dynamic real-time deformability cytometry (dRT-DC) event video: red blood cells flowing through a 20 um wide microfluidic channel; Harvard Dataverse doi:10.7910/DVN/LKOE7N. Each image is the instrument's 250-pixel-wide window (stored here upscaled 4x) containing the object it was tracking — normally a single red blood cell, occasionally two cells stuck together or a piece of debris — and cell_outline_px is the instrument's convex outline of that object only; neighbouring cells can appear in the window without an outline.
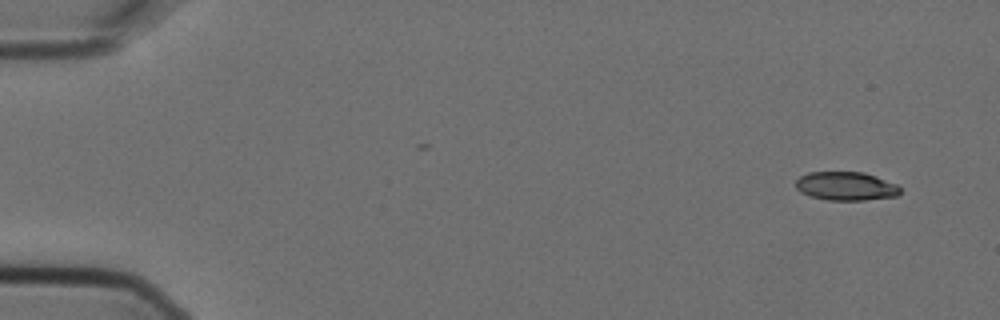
{"species": "Egyptian fruit bat (a non-hibernating species)", "species_latin": "Rousettus aegyptiacus", "temperature_condition": "cold", "stored_images_in_passage": 6, "camera_frame_rate_fps": 3000, "um_per_image_px": 0.085, "animal": {"sex": "female"}, "frame": {"image": 1, "passage_image": 1, "time_ms": 0.0, "image_size_px": [1000, 320], "cell_outline_px": [[900, 192], [896, 196], [864, 200], [828, 200], [808, 196], [800, 192], [796, 188], [796, 180], [800, 176], [808, 172], [864, 172], [876, 176], [896, 184], [900, 188]], "centroid_in_image_um": [71.87, 15.82], "position_along_channel_um": 13.1, "area_um2": 17.46}}
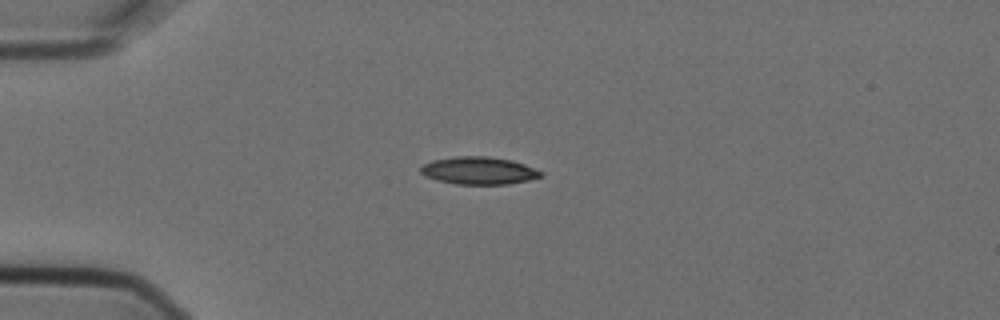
{"frame": {"image": 2, "passage_image": 4, "time_ms": 1.0, "image_size_px": [1000, 320], "cell_outline_px": [[540, 176], [528, 180], [508, 184], [456, 184], [436, 180], [420, 172], [420, 168], [424, 164], [432, 160], [456, 156], [488, 156], [512, 160], [524, 164], [540, 172]], "centroid_in_image_um": [40.65, 14.49], "position_along_channel_um": 44.3, "area_um2": 19.02}}
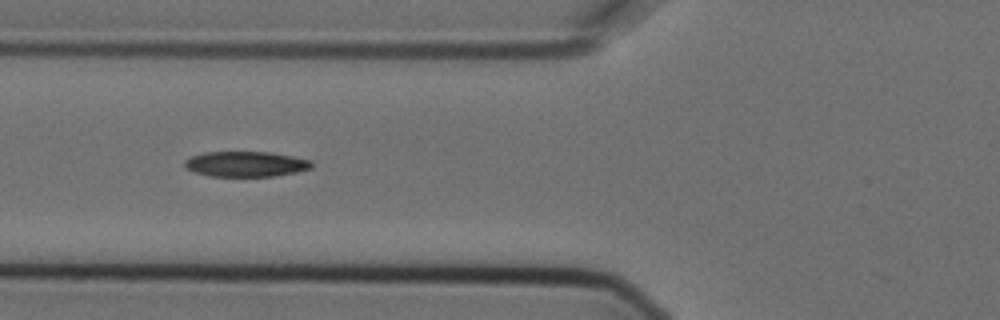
{"frame": {"image": 3, "passage_image": 6, "time_ms": 1.667, "image_size_px": [1000, 320], "cell_outline_px": [[312, 168], [296, 172], [276, 176], [208, 176], [192, 172], [184, 168], [184, 160], [192, 156], [204, 152], [268, 152], [292, 156], [312, 160]], "centroid_in_image_um": [20.86, 13.95], "position_along_channel_um": 104.9, "area_um2": 18.9}}